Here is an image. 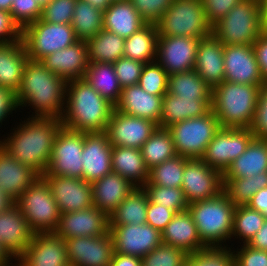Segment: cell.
I'll use <instances>...</instances> for the list:
<instances>
[{"instance_id":"obj_1","label":"cell","mask_w":267,"mask_h":266,"mask_svg":"<svg viewBox=\"0 0 267 266\" xmlns=\"http://www.w3.org/2000/svg\"><path fill=\"white\" fill-rule=\"evenodd\" d=\"M14 128L0 146L22 164L30 166L39 175L45 173L55 139L62 127L57 117H32ZM17 129V130H16Z\"/></svg>"},{"instance_id":"obj_2","label":"cell","mask_w":267,"mask_h":266,"mask_svg":"<svg viewBox=\"0 0 267 266\" xmlns=\"http://www.w3.org/2000/svg\"><path fill=\"white\" fill-rule=\"evenodd\" d=\"M67 81L49 71L41 61L29 59L16 96L18 108L30 106L32 117H63ZM20 106V107H19ZM64 106V107H63Z\"/></svg>"},{"instance_id":"obj_3","label":"cell","mask_w":267,"mask_h":266,"mask_svg":"<svg viewBox=\"0 0 267 266\" xmlns=\"http://www.w3.org/2000/svg\"><path fill=\"white\" fill-rule=\"evenodd\" d=\"M63 127L85 133H103L115 106L104 99L85 79L67 82Z\"/></svg>"},{"instance_id":"obj_4","label":"cell","mask_w":267,"mask_h":266,"mask_svg":"<svg viewBox=\"0 0 267 266\" xmlns=\"http://www.w3.org/2000/svg\"><path fill=\"white\" fill-rule=\"evenodd\" d=\"M260 87L223 81L212 89L211 110L221 128H250Z\"/></svg>"},{"instance_id":"obj_5","label":"cell","mask_w":267,"mask_h":266,"mask_svg":"<svg viewBox=\"0 0 267 266\" xmlns=\"http://www.w3.org/2000/svg\"><path fill=\"white\" fill-rule=\"evenodd\" d=\"M235 208L223 191L214 198L188 206L199 238L206 247L222 246V242L231 240Z\"/></svg>"},{"instance_id":"obj_6","label":"cell","mask_w":267,"mask_h":266,"mask_svg":"<svg viewBox=\"0 0 267 266\" xmlns=\"http://www.w3.org/2000/svg\"><path fill=\"white\" fill-rule=\"evenodd\" d=\"M261 0H242L212 27L224 45H253L265 30Z\"/></svg>"},{"instance_id":"obj_7","label":"cell","mask_w":267,"mask_h":266,"mask_svg":"<svg viewBox=\"0 0 267 266\" xmlns=\"http://www.w3.org/2000/svg\"><path fill=\"white\" fill-rule=\"evenodd\" d=\"M15 204L34 233L56 231L61 212L48 183L41 175L18 197Z\"/></svg>"},{"instance_id":"obj_8","label":"cell","mask_w":267,"mask_h":266,"mask_svg":"<svg viewBox=\"0 0 267 266\" xmlns=\"http://www.w3.org/2000/svg\"><path fill=\"white\" fill-rule=\"evenodd\" d=\"M158 36H186L196 39L212 34L201 0H173L157 24Z\"/></svg>"},{"instance_id":"obj_9","label":"cell","mask_w":267,"mask_h":266,"mask_svg":"<svg viewBox=\"0 0 267 266\" xmlns=\"http://www.w3.org/2000/svg\"><path fill=\"white\" fill-rule=\"evenodd\" d=\"M221 128L214 112L189 118L168 127L176 154L188 159H201L205 149Z\"/></svg>"},{"instance_id":"obj_10","label":"cell","mask_w":267,"mask_h":266,"mask_svg":"<svg viewBox=\"0 0 267 266\" xmlns=\"http://www.w3.org/2000/svg\"><path fill=\"white\" fill-rule=\"evenodd\" d=\"M21 40L29 59L36 61L79 41L71 24L48 23L41 19L22 29Z\"/></svg>"},{"instance_id":"obj_11","label":"cell","mask_w":267,"mask_h":266,"mask_svg":"<svg viewBox=\"0 0 267 266\" xmlns=\"http://www.w3.org/2000/svg\"><path fill=\"white\" fill-rule=\"evenodd\" d=\"M85 132L61 127L55 139L49 165L42 175L68 176L82 179V151Z\"/></svg>"},{"instance_id":"obj_12","label":"cell","mask_w":267,"mask_h":266,"mask_svg":"<svg viewBox=\"0 0 267 266\" xmlns=\"http://www.w3.org/2000/svg\"><path fill=\"white\" fill-rule=\"evenodd\" d=\"M254 138L249 128H220L205 149L201 160L223 174L245 152Z\"/></svg>"},{"instance_id":"obj_13","label":"cell","mask_w":267,"mask_h":266,"mask_svg":"<svg viewBox=\"0 0 267 266\" xmlns=\"http://www.w3.org/2000/svg\"><path fill=\"white\" fill-rule=\"evenodd\" d=\"M182 180L188 204L214 198L223 191V174L201 159H187Z\"/></svg>"},{"instance_id":"obj_14","label":"cell","mask_w":267,"mask_h":266,"mask_svg":"<svg viewBox=\"0 0 267 266\" xmlns=\"http://www.w3.org/2000/svg\"><path fill=\"white\" fill-rule=\"evenodd\" d=\"M114 252L144 257L162 243V234L149 224L109 225Z\"/></svg>"},{"instance_id":"obj_15","label":"cell","mask_w":267,"mask_h":266,"mask_svg":"<svg viewBox=\"0 0 267 266\" xmlns=\"http://www.w3.org/2000/svg\"><path fill=\"white\" fill-rule=\"evenodd\" d=\"M199 41L186 36H158L156 61L168 75L193 70Z\"/></svg>"},{"instance_id":"obj_16","label":"cell","mask_w":267,"mask_h":266,"mask_svg":"<svg viewBox=\"0 0 267 266\" xmlns=\"http://www.w3.org/2000/svg\"><path fill=\"white\" fill-rule=\"evenodd\" d=\"M157 128L155 122L114 109L105 133L112 146L141 149Z\"/></svg>"},{"instance_id":"obj_17","label":"cell","mask_w":267,"mask_h":266,"mask_svg":"<svg viewBox=\"0 0 267 266\" xmlns=\"http://www.w3.org/2000/svg\"><path fill=\"white\" fill-rule=\"evenodd\" d=\"M70 266H110L114 241L110 231L98 237L79 236L65 240Z\"/></svg>"},{"instance_id":"obj_18","label":"cell","mask_w":267,"mask_h":266,"mask_svg":"<svg viewBox=\"0 0 267 266\" xmlns=\"http://www.w3.org/2000/svg\"><path fill=\"white\" fill-rule=\"evenodd\" d=\"M41 176L48 183L61 213L80 211L93 206L91 183L68 176Z\"/></svg>"},{"instance_id":"obj_19","label":"cell","mask_w":267,"mask_h":266,"mask_svg":"<svg viewBox=\"0 0 267 266\" xmlns=\"http://www.w3.org/2000/svg\"><path fill=\"white\" fill-rule=\"evenodd\" d=\"M224 81L262 86L253 45H224Z\"/></svg>"},{"instance_id":"obj_20","label":"cell","mask_w":267,"mask_h":266,"mask_svg":"<svg viewBox=\"0 0 267 266\" xmlns=\"http://www.w3.org/2000/svg\"><path fill=\"white\" fill-rule=\"evenodd\" d=\"M109 231V217L95 206L88 209L64 212L56 231L58 237L66 240L69 238L85 236L98 237Z\"/></svg>"},{"instance_id":"obj_21","label":"cell","mask_w":267,"mask_h":266,"mask_svg":"<svg viewBox=\"0 0 267 266\" xmlns=\"http://www.w3.org/2000/svg\"><path fill=\"white\" fill-rule=\"evenodd\" d=\"M16 261L19 266H70L65 240L55 233H35Z\"/></svg>"},{"instance_id":"obj_22","label":"cell","mask_w":267,"mask_h":266,"mask_svg":"<svg viewBox=\"0 0 267 266\" xmlns=\"http://www.w3.org/2000/svg\"><path fill=\"white\" fill-rule=\"evenodd\" d=\"M112 148L108 136L103 133H85L82 157V179L93 183L112 172Z\"/></svg>"},{"instance_id":"obj_23","label":"cell","mask_w":267,"mask_h":266,"mask_svg":"<svg viewBox=\"0 0 267 266\" xmlns=\"http://www.w3.org/2000/svg\"><path fill=\"white\" fill-rule=\"evenodd\" d=\"M45 67L64 80L84 79L89 67L86 41L75 44L47 55L41 60Z\"/></svg>"},{"instance_id":"obj_24","label":"cell","mask_w":267,"mask_h":266,"mask_svg":"<svg viewBox=\"0 0 267 266\" xmlns=\"http://www.w3.org/2000/svg\"><path fill=\"white\" fill-rule=\"evenodd\" d=\"M34 234L16 204L0 213V241L15 262L25 252Z\"/></svg>"},{"instance_id":"obj_25","label":"cell","mask_w":267,"mask_h":266,"mask_svg":"<svg viewBox=\"0 0 267 266\" xmlns=\"http://www.w3.org/2000/svg\"><path fill=\"white\" fill-rule=\"evenodd\" d=\"M224 44L213 34L200 39L194 70L213 89L224 81Z\"/></svg>"},{"instance_id":"obj_26","label":"cell","mask_w":267,"mask_h":266,"mask_svg":"<svg viewBox=\"0 0 267 266\" xmlns=\"http://www.w3.org/2000/svg\"><path fill=\"white\" fill-rule=\"evenodd\" d=\"M163 96L147 93L138 84L122 89L115 106L119 112L155 122L159 126Z\"/></svg>"},{"instance_id":"obj_27","label":"cell","mask_w":267,"mask_h":266,"mask_svg":"<svg viewBox=\"0 0 267 266\" xmlns=\"http://www.w3.org/2000/svg\"><path fill=\"white\" fill-rule=\"evenodd\" d=\"M38 177L35 170L17 161L0 146V188L5 194L16 201Z\"/></svg>"},{"instance_id":"obj_28","label":"cell","mask_w":267,"mask_h":266,"mask_svg":"<svg viewBox=\"0 0 267 266\" xmlns=\"http://www.w3.org/2000/svg\"><path fill=\"white\" fill-rule=\"evenodd\" d=\"M93 206L108 217L136 188L118 173L110 172L103 178L91 183Z\"/></svg>"},{"instance_id":"obj_29","label":"cell","mask_w":267,"mask_h":266,"mask_svg":"<svg viewBox=\"0 0 267 266\" xmlns=\"http://www.w3.org/2000/svg\"><path fill=\"white\" fill-rule=\"evenodd\" d=\"M28 60L22 40L0 43V86L16 94Z\"/></svg>"},{"instance_id":"obj_30","label":"cell","mask_w":267,"mask_h":266,"mask_svg":"<svg viewBox=\"0 0 267 266\" xmlns=\"http://www.w3.org/2000/svg\"><path fill=\"white\" fill-rule=\"evenodd\" d=\"M162 243L184 250L187 254L206 246L201 242L188 210L178 212L162 231Z\"/></svg>"},{"instance_id":"obj_31","label":"cell","mask_w":267,"mask_h":266,"mask_svg":"<svg viewBox=\"0 0 267 266\" xmlns=\"http://www.w3.org/2000/svg\"><path fill=\"white\" fill-rule=\"evenodd\" d=\"M212 99L182 98L166 93L163 96L159 127L168 128L176 122L201 117L211 110Z\"/></svg>"},{"instance_id":"obj_32","label":"cell","mask_w":267,"mask_h":266,"mask_svg":"<svg viewBox=\"0 0 267 266\" xmlns=\"http://www.w3.org/2000/svg\"><path fill=\"white\" fill-rule=\"evenodd\" d=\"M111 164L112 172L126 178L136 188H142L148 181L149 168L141 149L113 146Z\"/></svg>"},{"instance_id":"obj_33","label":"cell","mask_w":267,"mask_h":266,"mask_svg":"<svg viewBox=\"0 0 267 266\" xmlns=\"http://www.w3.org/2000/svg\"><path fill=\"white\" fill-rule=\"evenodd\" d=\"M146 23L130 0L113 1L104 11L103 29L126 39L144 27Z\"/></svg>"},{"instance_id":"obj_34","label":"cell","mask_w":267,"mask_h":266,"mask_svg":"<svg viewBox=\"0 0 267 266\" xmlns=\"http://www.w3.org/2000/svg\"><path fill=\"white\" fill-rule=\"evenodd\" d=\"M264 171H267V140L254 138L223 173V178L252 177Z\"/></svg>"},{"instance_id":"obj_35","label":"cell","mask_w":267,"mask_h":266,"mask_svg":"<svg viewBox=\"0 0 267 266\" xmlns=\"http://www.w3.org/2000/svg\"><path fill=\"white\" fill-rule=\"evenodd\" d=\"M84 79L107 101L116 106L122 88L118 82L113 63L89 62Z\"/></svg>"},{"instance_id":"obj_36","label":"cell","mask_w":267,"mask_h":266,"mask_svg":"<svg viewBox=\"0 0 267 266\" xmlns=\"http://www.w3.org/2000/svg\"><path fill=\"white\" fill-rule=\"evenodd\" d=\"M148 202L143 188H135L110 214L109 225L146 224Z\"/></svg>"},{"instance_id":"obj_37","label":"cell","mask_w":267,"mask_h":266,"mask_svg":"<svg viewBox=\"0 0 267 266\" xmlns=\"http://www.w3.org/2000/svg\"><path fill=\"white\" fill-rule=\"evenodd\" d=\"M158 35L157 25L146 24L125 39L124 57L144 64L156 61Z\"/></svg>"},{"instance_id":"obj_38","label":"cell","mask_w":267,"mask_h":266,"mask_svg":"<svg viewBox=\"0 0 267 266\" xmlns=\"http://www.w3.org/2000/svg\"><path fill=\"white\" fill-rule=\"evenodd\" d=\"M86 43L89 62L114 63L124 57L125 39L108 30L102 29Z\"/></svg>"},{"instance_id":"obj_39","label":"cell","mask_w":267,"mask_h":266,"mask_svg":"<svg viewBox=\"0 0 267 266\" xmlns=\"http://www.w3.org/2000/svg\"><path fill=\"white\" fill-rule=\"evenodd\" d=\"M71 25L80 41H87L103 29L104 11L88 2L77 0Z\"/></svg>"},{"instance_id":"obj_40","label":"cell","mask_w":267,"mask_h":266,"mask_svg":"<svg viewBox=\"0 0 267 266\" xmlns=\"http://www.w3.org/2000/svg\"><path fill=\"white\" fill-rule=\"evenodd\" d=\"M167 93L182 98L212 99V89L194 69L169 75Z\"/></svg>"},{"instance_id":"obj_41","label":"cell","mask_w":267,"mask_h":266,"mask_svg":"<svg viewBox=\"0 0 267 266\" xmlns=\"http://www.w3.org/2000/svg\"><path fill=\"white\" fill-rule=\"evenodd\" d=\"M141 152L145 164L149 169L176 156L170 130L158 126L149 139L142 145Z\"/></svg>"},{"instance_id":"obj_42","label":"cell","mask_w":267,"mask_h":266,"mask_svg":"<svg viewBox=\"0 0 267 266\" xmlns=\"http://www.w3.org/2000/svg\"><path fill=\"white\" fill-rule=\"evenodd\" d=\"M267 187V171L252 177L223 178V192L235 205H247L253 195Z\"/></svg>"},{"instance_id":"obj_43","label":"cell","mask_w":267,"mask_h":266,"mask_svg":"<svg viewBox=\"0 0 267 266\" xmlns=\"http://www.w3.org/2000/svg\"><path fill=\"white\" fill-rule=\"evenodd\" d=\"M188 158L176 155L149 169V178L145 185L181 187L185 162Z\"/></svg>"},{"instance_id":"obj_44","label":"cell","mask_w":267,"mask_h":266,"mask_svg":"<svg viewBox=\"0 0 267 266\" xmlns=\"http://www.w3.org/2000/svg\"><path fill=\"white\" fill-rule=\"evenodd\" d=\"M266 218L257 210L249 208L247 205L236 206L233 218V236L248 244L262 227ZM242 237V238H241Z\"/></svg>"},{"instance_id":"obj_45","label":"cell","mask_w":267,"mask_h":266,"mask_svg":"<svg viewBox=\"0 0 267 266\" xmlns=\"http://www.w3.org/2000/svg\"><path fill=\"white\" fill-rule=\"evenodd\" d=\"M149 201L174 210L176 213L186 211L189 204L181 187L144 185Z\"/></svg>"},{"instance_id":"obj_46","label":"cell","mask_w":267,"mask_h":266,"mask_svg":"<svg viewBox=\"0 0 267 266\" xmlns=\"http://www.w3.org/2000/svg\"><path fill=\"white\" fill-rule=\"evenodd\" d=\"M224 246H209L194 253L187 254L186 263L189 266H234L235 255L231 248Z\"/></svg>"},{"instance_id":"obj_47","label":"cell","mask_w":267,"mask_h":266,"mask_svg":"<svg viewBox=\"0 0 267 266\" xmlns=\"http://www.w3.org/2000/svg\"><path fill=\"white\" fill-rule=\"evenodd\" d=\"M168 73L157 61L144 64L138 85L147 93L164 96L168 89Z\"/></svg>"},{"instance_id":"obj_48","label":"cell","mask_w":267,"mask_h":266,"mask_svg":"<svg viewBox=\"0 0 267 266\" xmlns=\"http://www.w3.org/2000/svg\"><path fill=\"white\" fill-rule=\"evenodd\" d=\"M186 260L184 250L164 243L141 258L142 266H184Z\"/></svg>"},{"instance_id":"obj_49","label":"cell","mask_w":267,"mask_h":266,"mask_svg":"<svg viewBox=\"0 0 267 266\" xmlns=\"http://www.w3.org/2000/svg\"><path fill=\"white\" fill-rule=\"evenodd\" d=\"M77 0H52L42 9L41 20L48 23L71 24Z\"/></svg>"},{"instance_id":"obj_50","label":"cell","mask_w":267,"mask_h":266,"mask_svg":"<svg viewBox=\"0 0 267 266\" xmlns=\"http://www.w3.org/2000/svg\"><path fill=\"white\" fill-rule=\"evenodd\" d=\"M10 13L13 21L22 30L41 18L42 8L37 0H13Z\"/></svg>"},{"instance_id":"obj_51","label":"cell","mask_w":267,"mask_h":266,"mask_svg":"<svg viewBox=\"0 0 267 266\" xmlns=\"http://www.w3.org/2000/svg\"><path fill=\"white\" fill-rule=\"evenodd\" d=\"M146 24L157 25L173 0H130Z\"/></svg>"},{"instance_id":"obj_52","label":"cell","mask_w":267,"mask_h":266,"mask_svg":"<svg viewBox=\"0 0 267 266\" xmlns=\"http://www.w3.org/2000/svg\"><path fill=\"white\" fill-rule=\"evenodd\" d=\"M114 64V70L121 88L138 84L141 76L143 62L127 57H121Z\"/></svg>"},{"instance_id":"obj_53","label":"cell","mask_w":267,"mask_h":266,"mask_svg":"<svg viewBox=\"0 0 267 266\" xmlns=\"http://www.w3.org/2000/svg\"><path fill=\"white\" fill-rule=\"evenodd\" d=\"M249 129L255 138L267 140V83L259 89L255 115Z\"/></svg>"},{"instance_id":"obj_54","label":"cell","mask_w":267,"mask_h":266,"mask_svg":"<svg viewBox=\"0 0 267 266\" xmlns=\"http://www.w3.org/2000/svg\"><path fill=\"white\" fill-rule=\"evenodd\" d=\"M208 24L213 27L242 0H201Z\"/></svg>"},{"instance_id":"obj_55","label":"cell","mask_w":267,"mask_h":266,"mask_svg":"<svg viewBox=\"0 0 267 266\" xmlns=\"http://www.w3.org/2000/svg\"><path fill=\"white\" fill-rule=\"evenodd\" d=\"M175 214L176 212L174 210L149 201L146 213V223L162 233Z\"/></svg>"},{"instance_id":"obj_56","label":"cell","mask_w":267,"mask_h":266,"mask_svg":"<svg viewBox=\"0 0 267 266\" xmlns=\"http://www.w3.org/2000/svg\"><path fill=\"white\" fill-rule=\"evenodd\" d=\"M238 250H233L236 266H267V251L252 248L248 244Z\"/></svg>"},{"instance_id":"obj_57","label":"cell","mask_w":267,"mask_h":266,"mask_svg":"<svg viewBox=\"0 0 267 266\" xmlns=\"http://www.w3.org/2000/svg\"><path fill=\"white\" fill-rule=\"evenodd\" d=\"M22 30L13 21L11 13L0 10V43H9L21 40Z\"/></svg>"},{"instance_id":"obj_58","label":"cell","mask_w":267,"mask_h":266,"mask_svg":"<svg viewBox=\"0 0 267 266\" xmlns=\"http://www.w3.org/2000/svg\"><path fill=\"white\" fill-rule=\"evenodd\" d=\"M254 53L264 80L267 83V31L264 30L253 44Z\"/></svg>"},{"instance_id":"obj_59","label":"cell","mask_w":267,"mask_h":266,"mask_svg":"<svg viewBox=\"0 0 267 266\" xmlns=\"http://www.w3.org/2000/svg\"><path fill=\"white\" fill-rule=\"evenodd\" d=\"M18 108L16 104V96L15 94L6 88L0 86V124L5 121L12 111H16Z\"/></svg>"},{"instance_id":"obj_60","label":"cell","mask_w":267,"mask_h":266,"mask_svg":"<svg viewBox=\"0 0 267 266\" xmlns=\"http://www.w3.org/2000/svg\"><path fill=\"white\" fill-rule=\"evenodd\" d=\"M247 206L257 210L267 219V187L258 190L249 200Z\"/></svg>"},{"instance_id":"obj_61","label":"cell","mask_w":267,"mask_h":266,"mask_svg":"<svg viewBox=\"0 0 267 266\" xmlns=\"http://www.w3.org/2000/svg\"><path fill=\"white\" fill-rule=\"evenodd\" d=\"M248 245L258 250L267 251V219Z\"/></svg>"},{"instance_id":"obj_62","label":"cell","mask_w":267,"mask_h":266,"mask_svg":"<svg viewBox=\"0 0 267 266\" xmlns=\"http://www.w3.org/2000/svg\"><path fill=\"white\" fill-rule=\"evenodd\" d=\"M110 266H142L141 258L114 252Z\"/></svg>"},{"instance_id":"obj_63","label":"cell","mask_w":267,"mask_h":266,"mask_svg":"<svg viewBox=\"0 0 267 266\" xmlns=\"http://www.w3.org/2000/svg\"><path fill=\"white\" fill-rule=\"evenodd\" d=\"M15 204V201L5 194L0 188V213L6 211Z\"/></svg>"},{"instance_id":"obj_64","label":"cell","mask_w":267,"mask_h":266,"mask_svg":"<svg viewBox=\"0 0 267 266\" xmlns=\"http://www.w3.org/2000/svg\"><path fill=\"white\" fill-rule=\"evenodd\" d=\"M11 261L13 262V257L3 247V245H2V243L0 241V266H13Z\"/></svg>"},{"instance_id":"obj_65","label":"cell","mask_w":267,"mask_h":266,"mask_svg":"<svg viewBox=\"0 0 267 266\" xmlns=\"http://www.w3.org/2000/svg\"><path fill=\"white\" fill-rule=\"evenodd\" d=\"M88 2L93 7H96L102 11H105L113 2V0H83Z\"/></svg>"},{"instance_id":"obj_66","label":"cell","mask_w":267,"mask_h":266,"mask_svg":"<svg viewBox=\"0 0 267 266\" xmlns=\"http://www.w3.org/2000/svg\"><path fill=\"white\" fill-rule=\"evenodd\" d=\"M13 0H0V10H4L10 13Z\"/></svg>"},{"instance_id":"obj_67","label":"cell","mask_w":267,"mask_h":266,"mask_svg":"<svg viewBox=\"0 0 267 266\" xmlns=\"http://www.w3.org/2000/svg\"><path fill=\"white\" fill-rule=\"evenodd\" d=\"M263 15L265 20L267 19V0H261Z\"/></svg>"},{"instance_id":"obj_68","label":"cell","mask_w":267,"mask_h":266,"mask_svg":"<svg viewBox=\"0 0 267 266\" xmlns=\"http://www.w3.org/2000/svg\"><path fill=\"white\" fill-rule=\"evenodd\" d=\"M51 1L52 0H37L42 9L47 6Z\"/></svg>"},{"instance_id":"obj_69","label":"cell","mask_w":267,"mask_h":266,"mask_svg":"<svg viewBox=\"0 0 267 266\" xmlns=\"http://www.w3.org/2000/svg\"><path fill=\"white\" fill-rule=\"evenodd\" d=\"M265 30L267 31V19H266V25H265Z\"/></svg>"}]
</instances>
